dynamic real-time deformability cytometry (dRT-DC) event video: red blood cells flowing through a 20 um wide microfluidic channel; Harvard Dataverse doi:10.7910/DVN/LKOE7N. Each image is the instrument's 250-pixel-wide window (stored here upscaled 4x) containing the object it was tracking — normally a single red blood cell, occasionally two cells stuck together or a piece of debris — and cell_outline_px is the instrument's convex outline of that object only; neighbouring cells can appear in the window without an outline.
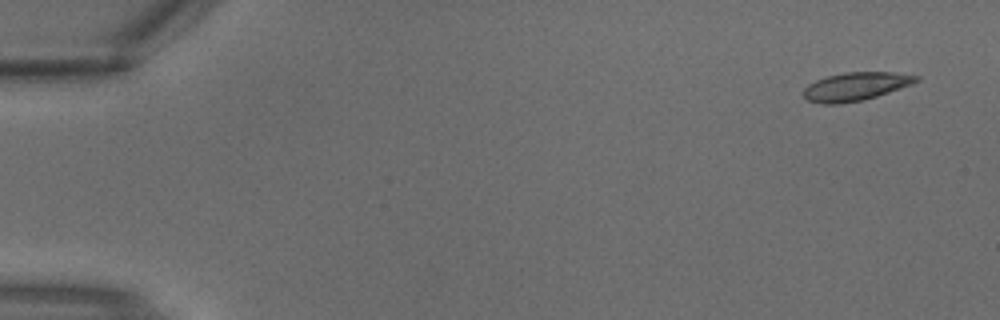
{"species": "common noctule bat (a hibernating species)", "species_latin": "Nyctalus noctula", "temperature_condition": "warm", "stored_images_in_passage": 3, "segment_of_instrument_passage": [1, 2], "camera_frame_rate_fps": 3000, "um_per_image_px": 0.085, "animal": {"sex": "male", "body_mass_g": 18.8}, "frame": {"image": 1, "passage_image": 1, "time_ms": 0.0, "image_size_px": [1000, 320], "cell_outline_px": [[920, 80], [912, 84], [864, 100], [840, 104], [820, 104], [808, 100], [804, 96], [804, 88], [808, 84], [816, 80], [828, 76], [844, 72], [892, 72], [920, 76]], "centroid_in_image_um": [72.73, 7.35], "position_along_channel_um": 12.3, "area_um2": 18.55}}